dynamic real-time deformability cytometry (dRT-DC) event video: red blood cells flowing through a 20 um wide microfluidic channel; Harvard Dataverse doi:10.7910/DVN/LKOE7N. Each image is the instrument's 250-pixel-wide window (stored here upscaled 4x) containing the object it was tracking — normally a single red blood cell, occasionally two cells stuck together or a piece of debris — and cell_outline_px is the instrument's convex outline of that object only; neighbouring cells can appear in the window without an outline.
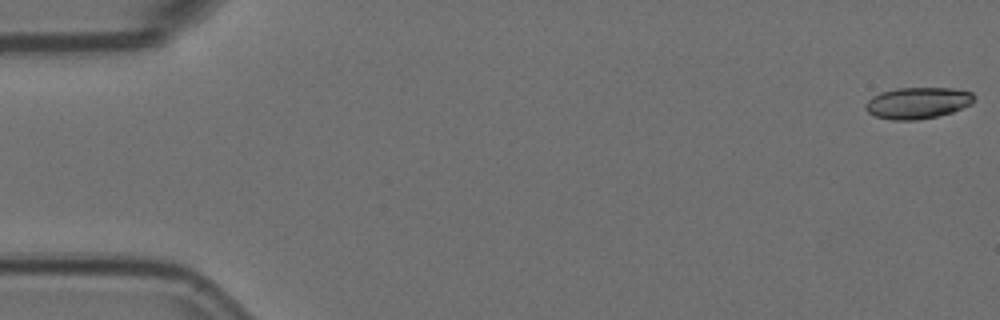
{"species": "Egyptian fruit bat (a non-hibernating species)", "species_latin": "Rousettus aegyptiacus", "temperature_condition": "room temperature", "stored_images_in_passage": 56, "camera_frame_rate_fps": 3000, "um_per_image_px": 0.085, "animal": {"sex": "female"}, "frame": {"image": 1, "passage_image": 1, "time_ms": 0.0, "image_size_px": [1000, 320], "cell_outline_px": [[976, 100], [972, 104], [952, 112], [936, 116], [916, 120], [892, 120], [876, 116], [868, 112], [864, 108], [864, 104], [872, 96], [880, 92], [896, 88], [952, 88], [972, 92], [976, 96]], "centroid_in_image_um": [78.01, 8.74], "position_along_channel_um": 7.0, "area_um2": 20.06}}
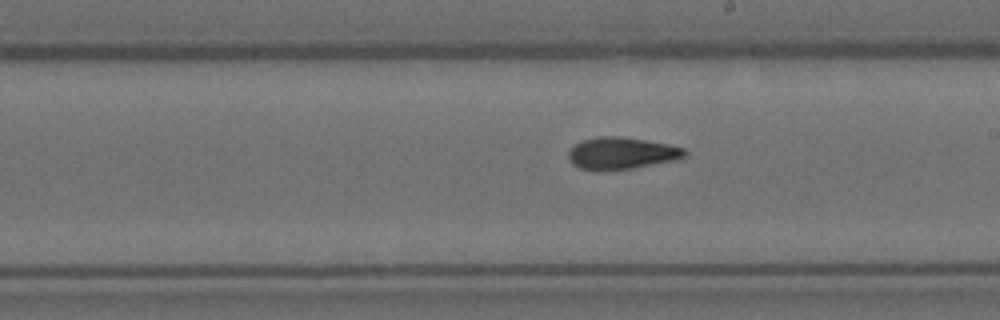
{"frame": {"image": 2, "passage_image": 32, "time_ms": 10.333, "image_size_px": [1000, 320], "cell_outline_px": [[688, 152], [684, 156], [672, 160], [632, 168], [580, 168], [572, 164], [568, 156], [568, 148], [580, 140], [596, 136], [620, 136], [668, 144], [684, 148]], "centroid_in_image_um": [52.78, 12.97], "position_along_channel_um": 236.2, "area_um2": 21.1}}
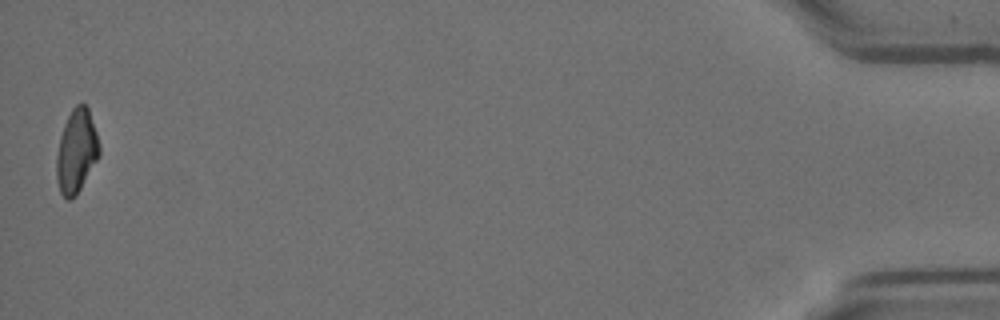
{"frame": {"image": 3, "passage_image": 56, "time_ms": 18.333, "image_size_px": [1000, 320], "cell_outline_px": [[100, 156], [76, 196], [68, 200], [60, 192], [56, 180], [56, 156], [60, 136], [64, 124], [72, 108], [76, 104], [84, 104], [88, 108], [96, 132], [100, 148]], "centroid_in_image_um": [6.49, 12.87], "position_along_channel_um": 428.7, "area_um2": 20.87}, "authors_computed_cell_mechanics": {"area_um2": 21.097, "velocity_mm_per_s": 3.6091, "shape_relaxation_time_tau1_ms": 5.0583, "shape_relaxation_time_tau2_ms": 2.6895, "deformation_change_tau1": 0.1948, "deformation_change_tau2": 0.097}}